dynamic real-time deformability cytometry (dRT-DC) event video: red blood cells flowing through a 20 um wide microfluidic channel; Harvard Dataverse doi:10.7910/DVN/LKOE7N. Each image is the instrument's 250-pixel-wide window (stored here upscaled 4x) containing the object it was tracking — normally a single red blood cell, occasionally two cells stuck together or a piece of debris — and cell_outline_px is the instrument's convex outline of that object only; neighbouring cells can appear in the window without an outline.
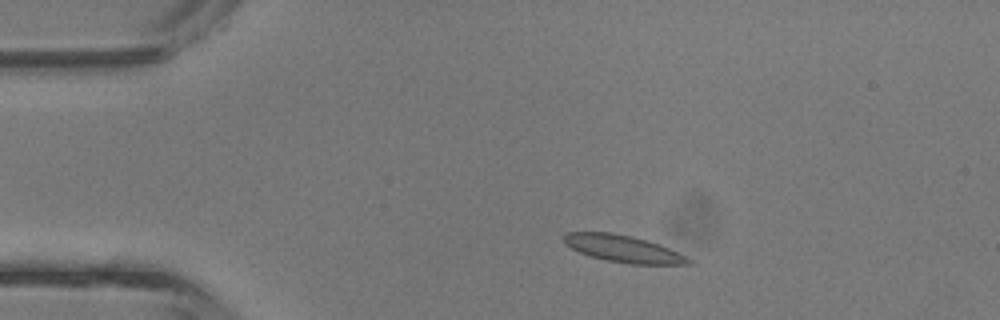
{"species": "common noctule bat (a hibernating species)", "species_latin": "Nyctalus noctula", "temperature_condition": "room temperature", "stored_images_in_passage": 3, "camera_frame_rate_fps": 3000, "um_per_image_px": 0.085, "animal": {"sex": "male", "body_mass_g": 13.3}, "frame": {"image": 1, "passage_image": 2, "time_ms": 0.333, "image_size_px": [1000, 320], "cell_outline_px": [[692, 264], [632, 264], [608, 260], [588, 256], [564, 244], [564, 232], [608, 232], [628, 236], [660, 244], [692, 260]], "centroid_in_image_um": [52.92, 21.14], "position_along_channel_um": 32.1, "area_um2": 19.19}}